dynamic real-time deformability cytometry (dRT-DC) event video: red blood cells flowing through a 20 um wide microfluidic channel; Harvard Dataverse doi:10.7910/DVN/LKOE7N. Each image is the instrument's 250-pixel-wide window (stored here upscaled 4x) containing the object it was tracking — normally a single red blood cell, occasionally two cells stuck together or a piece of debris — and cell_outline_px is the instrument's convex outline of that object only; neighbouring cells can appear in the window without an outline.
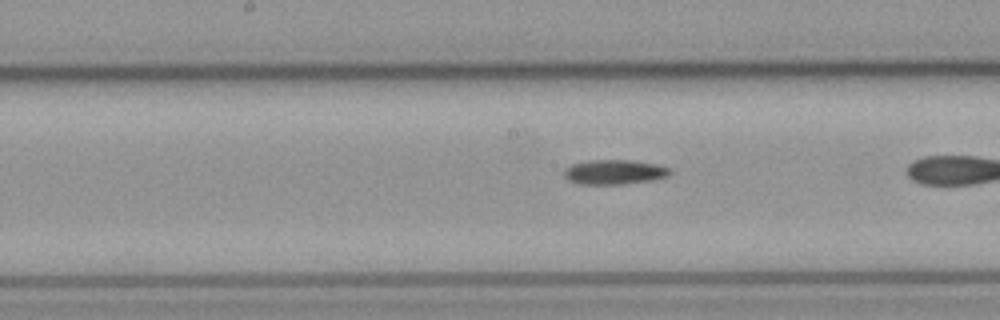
{"species": "common noctule bat (a hibernating species)", "species_latin": "Nyctalus noctula", "temperature_condition": "cold", "stored_images_in_passage": 28, "camera_frame_rate_fps": 3000, "um_per_image_px": 0.085, "animal": {"sex": "male", "body_mass_g": 23.1, "forearm_length_mm": 52.7}, "frame": {"image": 1, "passage_image": 13, "time_ms": 4.0, "image_size_px": [1000, 320], "cell_outline_px": [[672, 172], [668, 176], [652, 180], [620, 184], [580, 184], [568, 180], [564, 176], [564, 168], [572, 164], [588, 160], [632, 160], [656, 164], [668, 168]], "centroid_in_image_um": [52.19, 14.62], "position_along_channel_um": 196.0, "area_um2": 15.2}}